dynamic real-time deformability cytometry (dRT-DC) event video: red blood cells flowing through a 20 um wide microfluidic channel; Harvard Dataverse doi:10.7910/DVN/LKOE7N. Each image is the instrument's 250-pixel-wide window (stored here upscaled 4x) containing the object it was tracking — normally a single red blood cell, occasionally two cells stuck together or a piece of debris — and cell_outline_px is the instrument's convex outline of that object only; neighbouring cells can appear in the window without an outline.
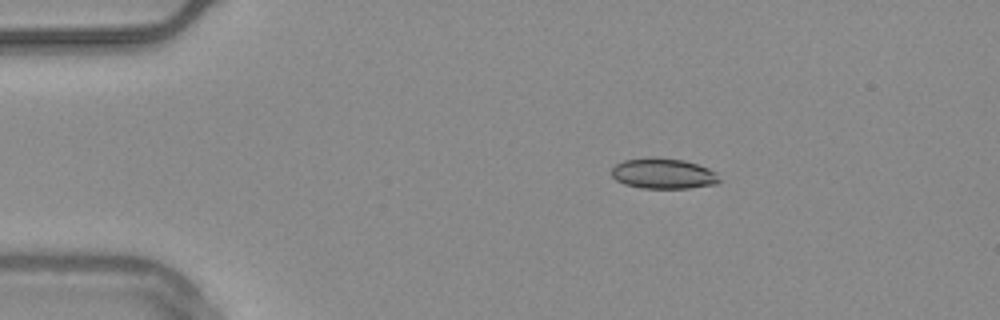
{"species": "common noctule bat (a hibernating species)", "species_latin": "Nyctalus noctula", "temperature_condition": "warm", "stored_images_in_passage": 8, "camera_frame_rate_fps": 3000, "um_per_image_px": 0.085, "animal": {"sex": "male", "body_mass_g": 20.4}, "frame": {"image": 1, "passage_image": 2, "time_ms": 0.333, "image_size_px": [1000, 320], "cell_outline_px": [[720, 180], [716, 184], [688, 188], [640, 188], [624, 184], [616, 180], [612, 176], [612, 168], [616, 164], [624, 160], [648, 156], [656, 156], [684, 160], [708, 168], [716, 172]], "centroid_in_image_um": [56.35, 14.74], "position_along_channel_um": 28.6, "area_um2": 19.36}}